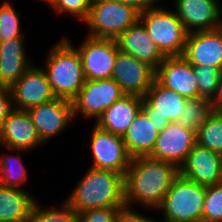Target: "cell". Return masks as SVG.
Wrapping results in <instances>:
<instances>
[{
	"label": "cell",
	"mask_w": 222,
	"mask_h": 222,
	"mask_svg": "<svg viewBox=\"0 0 222 222\" xmlns=\"http://www.w3.org/2000/svg\"><path fill=\"white\" fill-rule=\"evenodd\" d=\"M90 147L93 158L89 167L126 174L132 157L121 136L104 131L95 125L92 129Z\"/></svg>",
	"instance_id": "8"
},
{
	"label": "cell",
	"mask_w": 222,
	"mask_h": 222,
	"mask_svg": "<svg viewBox=\"0 0 222 222\" xmlns=\"http://www.w3.org/2000/svg\"><path fill=\"white\" fill-rule=\"evenodd\" d=\"M36 201L28 222H76L78 213L66 202L59 208H45Z\"/></svg>",
	"instance_id": "28"
},
{
	"label": "cell",
	"mask_w": 222,
	"mask_h": 222,
	"mask_svg": "<svg viewBox=\"0 0 222 222\" xmlns=\"http://www.w3.org/2000/svg\"><path fill=\"white\" fill-rule=\"evenodd\" d=\"M139 20L165 57L182 56L188 32L174 11L160 5L139 13Z\"/></svg>",
	"instance_id": "6"
},
{
	"label": "cell",
	"mask_w": 222,
	"mask_h": 222,
	"mask_svg": "<svg viewBox=\"0 0 222 222\" xmlns=\"http://www.w3.org/2000/svg\"><path fill=\"white\" fill-rule=\"evenodd\" d=\"M115 40L121 52L149 64L155 70L165 59L140 20L128 27Z\"/></svg>",
	"instance_id": "19"
},
{
	"label": "cell",
	"mask_w": 222,
	"mask_h": 222,
	"mask_svg": "<svg viewBox=\"0 0 222 222\" xmlns=\"http://www.w3.org/2000/svg\"><path fill=\"white\" fill-rule=\"evenodd\" d=\"M139 20V12L117 0H92L86 23L89 37L115 40Z\"/></svg>",
	"instance_id": "5"
},
{
	"label": "cell",
	"mask_w": 222,
	"mask_h": 222,
	"mask_svg": "<svg viewBox=\"0 0 222 222\" xmlns=\"http://www.w3.org/2000/svg\"><path fill=\"white\" fill-rule=\"evenodd\" d=\"M45 68L49 84L57 98L73 101L84 85L81 56L68 38L56 42L46 56Z\"/></svg>",
	"instance_id": "3"
},
{
	"label": "cell",
	"mask_w": 222,
	"mask_h": 222,
	"mask_svg": "<svg viewBox=\"0 0 222 222\" xmlns=\"http://www.w3.org/2000/svg\"><path fill=\"white\" fill-rule=\"evenodd\" d=\"M121 3H124L128 6L133 7L139 13L146 11L148 9L159 7L158 2L162 0H117Z\"/></svg>",
	"instance_id": "36"
},
{
	"label": "cell",
	"mask_w": 222,
	"mask_h": 222,
	"mask_svg": "<svg viewBox=\"0 0 222 222\" xmlns=\"http://www.w3.org/2000/svg\"><path fill=\"white\" fill-rule=\"evenodd\" d=\"M180 175L208 187L222 181V155L197 143L180 166Z\"/></svg>",
	"instance_id": "16"
},
{
	"label": "cell",
	"mask_w": 222,
	"mask_h": 222,
	"mask_svg": "<svg viewBox=\"0 0 222 222\" xmlns=\"http://www.w3.org/2000/svg\"><path fill=\"white\" fill-rule=\"evenodd\" d=\"M44 142L27 111L13 109L5 119L0 131V145L5 149L31 151Z\"/></svg>",
	"instance_id": "17"
},
{
	"label": "cell",
	"mask_w": 222,
	"mask_h": 222,
	"mask_svg": "<svg viewBox=\"0 0 222 222\" xmlns=\"http://www.w3.org/2000/svg\"><path fill=\"white\" fill-rule=\"evenodd\" d=\"M213 111L212 104L206 97L187 99L176 123L196 132L200 126L204 125Z\"/></svg>",
	"instance_id": "26"
},
{
	"label": "cell",
	"mask_w": 222,
	"mask_h": 222,
	"mask_svg": "<svg viewBox=\"0 0 222 222\" xmlns=\"http://www.w3.org/2000/svg\"><path fill=\"white\" fill-rule=\"evenodd\" d=\"M36 200L25 189L0 185V222H28Z\"/></svg>",
	"instance_id": "24"
},
{
	"label": "cell",
	"mask_w": 222,
	"mask_h": 222,
	"mask_svg": "<svg viewBox=\"0 0 222 222\" xmlns=\"http://www.w3.org/2000/svg\"><path fill=\"white\" fill-rule=\"evenodd\" d=\"M77 213L96 208L125 206L124 175L89 167L65 200Z\"/></svg>",
	"instance_id": "2"
},
{
	"label": "cell",
	"mask_w": 222,
	"mask_h": 222,
	"mask_svg": "<svg viewBox=\"0 0 222 222\" xmlns=\"http://www.w3.org/2000/svg\"><path fill=\"white\" fill-rule=\"evenodd\" d=\"M186 98L161 85L156 79L142 100V110L147 115H160L176 122L182 114Z\"/></svg>",
	"instance_id": "22"
},
{
	"label": "cell",
	"mask_w": 222,
	"mask_h": 222,
	"mask_svg": "<svg viewBox=\"0 0 222 222\" xmlns=\"http://www.w3.org/2000/svg\"><path fill=\"white\" fill-rule=\"evenodd\" d=\"M13 110L12 93L9 86L0 85V131L3 122Z\"/></svg>",
	"instance_id": "34"
},
{
	"label": "cell",
	"mask_w": 222,
	"mask_h": 222,
	"mask_svg": "<svg viewBox=\"0 0 222 222\" xmlns=\"http://www.w3.org/2000/svg\"><path fill=\"white\" fill-rule=\"evenodd\" d=\"M13 109L28 111L57 98L46 72L32 65L11 87Z\"/></svg>",
	"instance_id": "10"
},
{
	"label": "cell",
	"mask_w": 222,
	"mask_h": 222,
	"mask_svg": "<svg viewBox=\"0 0 222 222\" xmlns=\"http://www.w3.org/2000/svg\"><path fill=\"white\" fill-rule=\"evenodd\" d=\"M115 222H158V220L148 218L142 213L140 214L136 210L125 206L118 212Z\"/></svg>",
	"instance_id": "35"
},
{
	"label": "cell",
	"mask_w": 222,
	"mask_h": 222,
	"mask_svg": "<svg viewBox=\"0 0 222 222\" xmlns=\"http://www.w3.org/2000/svg\"><path fill=\"white\" fill-rule=\"evenodd\" d=\"M179 175V167L172 163L148 156L133 157L124 175L125 206L140 204L157 211Z\"/></svg>",
	"instance_id": "1"
},
{
	"label": "cell",
	"mask_w": 222,
	"mask_h": 222,
	"mask_svg": "<svg viewBox=\"0 0 222 222\" xmlns=\"http://www.w3.org/2000/svg\"><path fill=\"white\" fill-rule=\"evenodd\" d=\"M192 67L196 78L199 96L211 100L216 93L222 71L210 65H192Z\"/></svg>",
	"instance_id": "29"
},
{
	"label": "cell",
	"mask_w": 222,
	"mask_h": 222,
	"mask_svg": "<svg viewBox=\"0 0 222 222\" xmlns=\"http://www.w3.org/2000/svg\"><path fill=\"white\" fill-rule=\"evenodd\" d=\"M155 79L186 99L200 97L193 67L182 56L165 57L156 69Z\"/></svg>",
	"instance_id": "18"
},
{
	"label": "cell",
	"mask_w": 222,
	"mask_h": 222,
	"mask_svg": "<svg viewBox=\"0 0 222 222\" xmlns=\"http://www.w3.org/2000/svg\"><path fill=\"white\" fill-rule=\"evenodd\" d=\"M27 112L44 143L61 134L75 120L72 102L60 98L40 104Z\"/></svg>",
	"instance_id": "13"
},
{
	"label": "cell",
	"mask_w": 222,
	"mask_h": 222,
	"mask_svg": "<svg viewBox=\"0 0 222 222\" xmlns=\"http://www.w3.org/2000/svg\"><path fill=\"white\" fill-rule=\"evenodd\" d=\"M92 0H60L53 8L60 15L71 14L84 22L89 14Z\"/></svg>",
	"instance_id": "32"
},
{
	"label": "cell",
	"mask_w": 222,
	"mask_h": 222,
	"mask_svg": "<svg viewBox=\"0 0 222 222\" xmlns=\"http://www.w3.org/2000/svg\"><path fill=\"white\" fill-rule=\"evenodd\" d=\"M196 144V132L171 122L158 133L155 146L148 157L172 163L180 168Z\"/></svg>",
	"instance_id": "11"
},
{
	"label": "cell",
	"mask_w": 222,
	"mask_h": 222,
	"mask_svg": "<svg viewBox=\"0 0 222 222\" xmlns=\"http://www.w3.org/2000/svg\"><path fill=\"white\" fill-rule=\"evenodd\" d=\"M125 94L120 85L110 79L85 80L77 97L72 101L74 119L78 115L97 120L103 112Z\"/></svg>",
	"instance_id": "7"
},
{
	"label": "cell",
	"mask_w": 222,
	"mask_h": 222,
	"mask_svg": "<svg viewBox=\"0 0 222 222\" xmlns=\"http://www.w3.org/2000/svg\"><path fill=\"white\" fill-rule=\"evenodd\" d=\"M182 57L191 65H210L222 71V27L188 33Z\"/></svg>",
	"instance_id": "15"
},
{
	"label": "cell",
	"mask_w": 222,
	"mask_h": 222,
	"mask_svg": "<svg viewBox=\"0 0 222 222\" xmlns=\"http://www.w3.org/2000/svg\"><path fill=\"white\" fill-rule=\"evenodd\" d=\"M156 70L149 64L120 50L115 60L112 79L126 95L145 97L155 80Z\"/></svg>",
	"instance_id": "12"
},
{
	"label": "cell",
	"mask_w": 222,
	"mask_h": 222,
	"mask_svg": "<svg viewBox=\"0 0 222 222\" xmlns=\"http://www.w3.org/2000/svg\"><path fill=\"white\" fill-rule=\"evenodd\" d=\"M149 120L154 123L156 129L160 132L164 128H166L171 122L166 117H162L160 115H147Z\"/></svg>",
	"instance_id": "38"
},
{
	"label": "cell",
	"mask_w": 222,
	"mask_h": 222,
	"mask_svg": "<svg viewBox=\"0 0 222 222\" xmlns=\"http://www.w3.org/2000/svg\"><path fill=\"white\" fill-rule=\"evenodd\" d=\"M202 222H222V181L206 187Z\"/></svg>",
	"instance_id": "31"
},
{
	"label": "cell",
	"mask_w": 222,
	"mask_h": 222,
	"mask_svg": "<svg viewBox=\"0 0 222 222\" xmlns=\"http://www.w3.org/2000/svg\"><path fill=\"white\" fill-rule=\"evenodd\" d=\"M125 206L96 208L78 213L76 222H115L118 212Z\"/></svg>",
	"instance_id": "33"
},
{
	"label": "cell",
	"mask_w": 222,
	"mask_h": 222,
	"mask_svg": "<svg viewBox=\"0 0 222 222\" xmlns=\"http://www.w3.org/2000/svg\"><path fill=\"white\" fill-rule=\"evenodd\" d=\"M206 187L179 175L157 209L163 213L158 222H202Z\"/></svg>",
	"instance_id": "4"
},
{
	"label": "cell",
	"mask_w": 222,
	"mask_h": 222,
	"mask_svg": "<svg viewBox=\"0 0 222 222\" xmlns=\"http://www.w3.org/2000/svg\"><path fill=\"white\" fill-rule=\"evenodd\" d=\"M0 5V41L24 37L21 32L19 16L20 12L9 1Z\"/></svg>",
	"instance_id": "30"
},
{
	"label": "cell",
	"mask_w": 222,
	"mask_h": 222,
	"mask_svg": "<svg viewBox=\"0 0 222 222\" xmlns=\"http://www.w3.org/2000/svg\"><path fill=\"white\" fill-rule=\"evenodd\" d=\"M44 1L47 5H50L51 8H54L60 0H41Z\"/></svg>",
	"instance_id": "39"
},
{
	"label": "cell",
	"mask_w": 222,
	"mask_h": 222,
	"mask_svg": "<svg viewBox=\"0 0 222 222\" xmlns=\"http://www.w3.org/2000/svg\"><path fill=\"white\" fill-rule=\"evenodd\" d=\"M158 133L154 123L141 109L122 137L129 155L132 158L148 156L155 146Z\"/></svg>",
	"instance_id": "23"
},
{
	"label": "cell",
	"mask_w": 222,
	"mask_h": 222,
	"mask_svg": "<svg viewBox=\"0 0 222 222\" xmlns=\"http://www.w3.org/2000/svg\"><path fill=\"white\" fill-rule=\"evenodd\" d=\"M142 100L143 97L125 94L107 108L94 124L104 131L123 137L142 109Z\"/></svg>",
	"instance_id": "20"
},
{
	"label": "cell",
	"mask_w": 222,
	"mask_h": 222,
	"mask_svg": "<svg viewBox=\"0 0 222 222\" xmlns=\"http://www.w3.org/2000/svg\"><path fill=\"white\" fill-rule=\"evenodd\" d=\"M76 48L81 56L85 80L112 78L119 51L116 40L99 39L86 35Z\"/></svg>",
	"instance_id": "9"
},
{
	"label": "cell",
	"mask_w": 222,
	"mask_h": 222,
	"mask_svg": "<svg viewBox=\"0 0 222 222\" xmlns=\"http://www.w3.org/2000/svg\"><path fill=\"white\" fill-rule=\"evenodd\" d=\"M23 37L0 41V85L11 87L32 65Z\"/></svg>",
	"instance_id": "21"
},
{
	"label": "cell",
	"mask_w": 222,
	"mask_h": 222,
	"mask_svg": "<svg viewBox=\"0 0 222 222\" xmlns=\"http://www.w3.org/2000/svg\"><path fill=\"white\" fill-rule=\"evenodd\" d=\"M214 111H222V74L219 79L217 90L213 98L210 100Z\"/></svg>",
	"instance_id": "37"
},
{
	"label": "cell",
	"mask_w": 222,
	"mask_h": 222,
	"mask_svg": "<svg viewBox=\"0 0 222 222\" xmlns=\"http://www.w3.org/2000/svg\"><path fill=\"white\" fill-rule=\"evenodd\" d=\"M175 13L188 33L222 27L218 0H174Z\"/></svg>",
	"instance_id": "14"
},
{
	"label": "cell",
	"mask_w": 222,
	"mask_h": 222,
	"mask_svg": "<svg viewBox=\"0 0 222 222\" xmlns=\"http://www.w3.org/2000/svg\"><path fill=\"white\" fill-rule=\"evenodd\" d=\"M14 154H2L0 156V185L6 187H13L24 189L22 186L28 179V172L22 157L19 155L21 152H26L19 149H9Z\"/></svg>",
	"instance_id": "25"
},
{
	"label": "cell",
	"mask_w": 222,
	"mask_h": 222,
	"mask_svg": "<svg viewBox=\"0 0 222 222\" xmlns=\"http://www.w3.org/2000/svg\"><path fill=\"white\" fill-rule=\"evenodd\" d=\"M196 143L222 155V111H213L196 131Z\"/></svg>",
	"instance_id": "27"
}]
</instances>
